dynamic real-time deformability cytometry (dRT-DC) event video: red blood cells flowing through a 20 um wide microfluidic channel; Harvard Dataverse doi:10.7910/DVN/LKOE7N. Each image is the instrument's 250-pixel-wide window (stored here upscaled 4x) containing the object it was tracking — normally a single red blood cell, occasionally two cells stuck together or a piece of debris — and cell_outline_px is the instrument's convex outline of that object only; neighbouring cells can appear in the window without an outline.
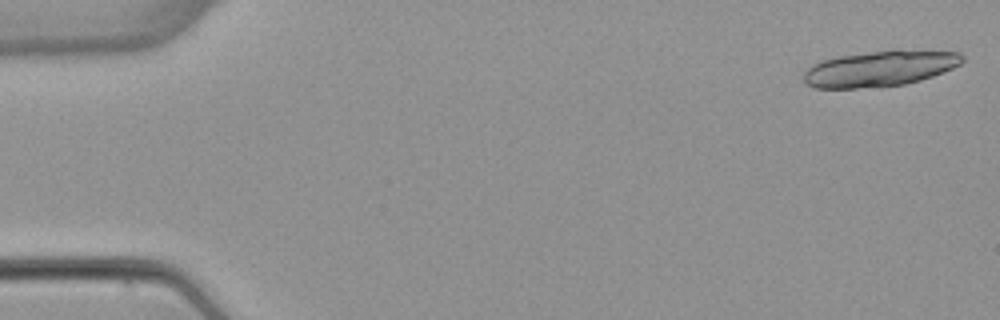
{"species": "common noctule bat (a hibernating species)", "species_latin": "Nyctalus noctula", "temperature_condition": "warm", "stored_images_in_passage": 4, "camera_frame_rate_fps": 3000, "um_per_image_px": 0.085, "animal": {"sex": "female", "body_mass_g": 22.7, "forearm_length_mm": 54.2}, "frame": {"image": 1, "passage_image": 1, "time_ms": 0.0, "image_size_px": [1000, 320], "cell_outline_px": [[964, 60], [960, 64], [944, 72], [920, 80], [904, 84], [856, 88], [816, 88], [804, 84], [804, 72], [812, 64], [820, 60], [840, 56], [892, 48], [896, 48], [960, 52], [964, 56]], "centroid_in_image_um": [74.81, 5.79], "position_along_channel_um": 10.2, "area_um2": 33.52}}